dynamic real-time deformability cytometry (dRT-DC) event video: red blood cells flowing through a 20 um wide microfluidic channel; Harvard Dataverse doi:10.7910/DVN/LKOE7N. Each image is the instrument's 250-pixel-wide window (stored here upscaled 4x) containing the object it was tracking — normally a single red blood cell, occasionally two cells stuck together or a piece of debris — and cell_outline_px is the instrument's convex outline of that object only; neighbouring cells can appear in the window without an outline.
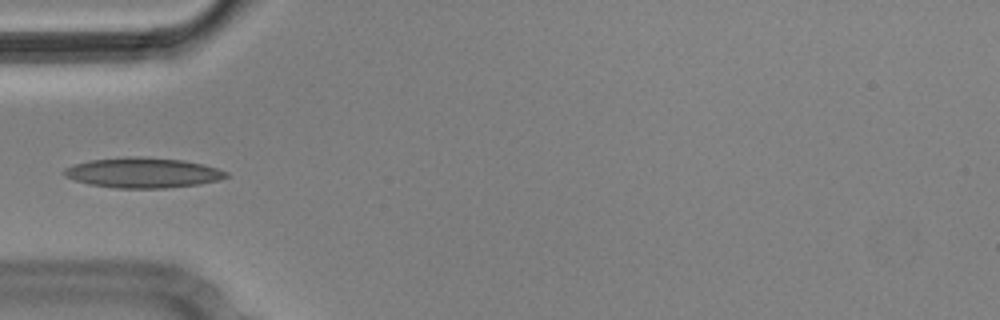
{"species": "Egyptian fruit bat (a non-hibernating species)", "species_latin": "Rousettus aegyptiacus", "temperature_condition": "cold", "stored_images_in_passage": 4, "camera_frame_rate_fps": 3000, "um_per_image_px": 0.085, "animal": {"sex": "male"}, "frame": {"image": 1, "passage_image": 4, "time_ms": 1.0, "image_size_px": [1000, 320], "cell_outline_px": [[228, 176], [220, 180], [200, 184], [164, 188], [116, 188], [88, 184], [64, 176], [60, 172], [64, 168], [72, 164], [88, 160], [124, 156], [140, 156], [184, 160], [204, 164], [228, 172]], "centroid_in_image_um": [12.1, 14.67], "position_along_channel_um": 72.9, "area_um2": 28.9}}